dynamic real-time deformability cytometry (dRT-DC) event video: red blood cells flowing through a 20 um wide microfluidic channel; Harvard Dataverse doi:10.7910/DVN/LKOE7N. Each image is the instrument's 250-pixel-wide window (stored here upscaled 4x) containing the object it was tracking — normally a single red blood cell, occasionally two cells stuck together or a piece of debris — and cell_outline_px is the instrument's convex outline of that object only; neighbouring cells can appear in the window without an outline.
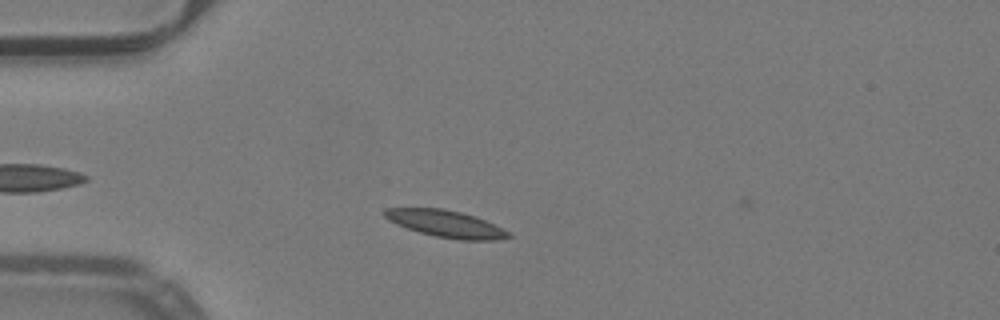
{"species": "common noctule bat (a hibernating species)", "species_latin": "Nyctalus noctula", "temperature_condition": "warm", "stored_images_in_passage": 12, "camera_frame_rate_fps": 3000, "um_per_image_px": 0.085, "animal": {"sex": "male", "body_mass_g": 19.2, "forearm_length_mm": 51.8}, "frame": {"image": 1, "passage_image": 10, "time_ms": 3.0, "image_size_px": [1000, 320], "cell_outline_px": [[512, 236], [496, 240], [456, 240], [436, 236], [420, 232], [396, 224], [388, 220], [384, 216], [384, 208], [440, 208], [460, 212], [484, 220], [512, 232]], "centroid_in_image_um": [37.91, 19.03], "position_along_channel_um": 47.1, "area_um2": 19.31}}